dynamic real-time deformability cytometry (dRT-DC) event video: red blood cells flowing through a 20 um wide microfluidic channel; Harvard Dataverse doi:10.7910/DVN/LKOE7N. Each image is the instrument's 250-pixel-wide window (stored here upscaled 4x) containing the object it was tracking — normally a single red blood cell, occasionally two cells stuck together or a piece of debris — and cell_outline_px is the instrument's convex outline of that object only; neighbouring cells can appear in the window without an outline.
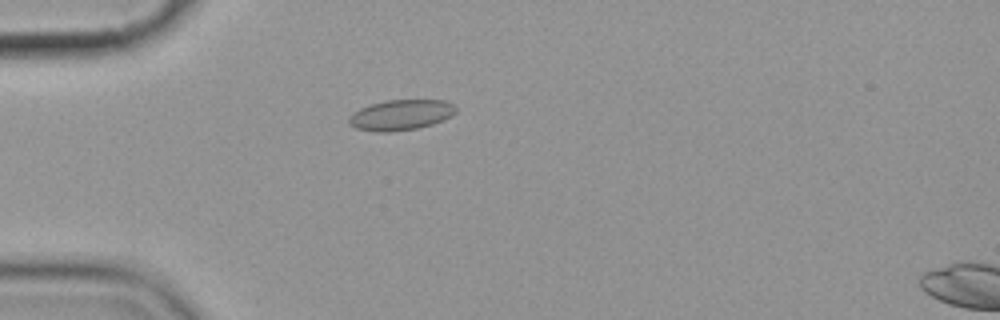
{"species": "common noctule bat (a hibernating species)", "species_latin": "Nyctalus noctula", "temperature_condition": "cold", "stored_images_in_passage": 2, "camera_frame_rate_fps": 3000, "um_per_image_px": 0.085, "animal": {"sex": "female", "body_mass_g": 19.9}, "frame": {"image": 1, "passage_image": 1, "time_ms": 0.0, "image_size_px": [1000, 320], "cell_outline_px": [[456, 112], [452, 116], [444, 120], [432, 124], [416, 128], [392, 132], [376, 132], [356, 128], [348, 124], [348, 120], [360, 108], [372, 104], [388, 100], [448, 100], [456, 108]], "centroid_in_image_um": [34.11, 9.77], "position_along_channel_um": 50.9, "area_um2": 18.9}}